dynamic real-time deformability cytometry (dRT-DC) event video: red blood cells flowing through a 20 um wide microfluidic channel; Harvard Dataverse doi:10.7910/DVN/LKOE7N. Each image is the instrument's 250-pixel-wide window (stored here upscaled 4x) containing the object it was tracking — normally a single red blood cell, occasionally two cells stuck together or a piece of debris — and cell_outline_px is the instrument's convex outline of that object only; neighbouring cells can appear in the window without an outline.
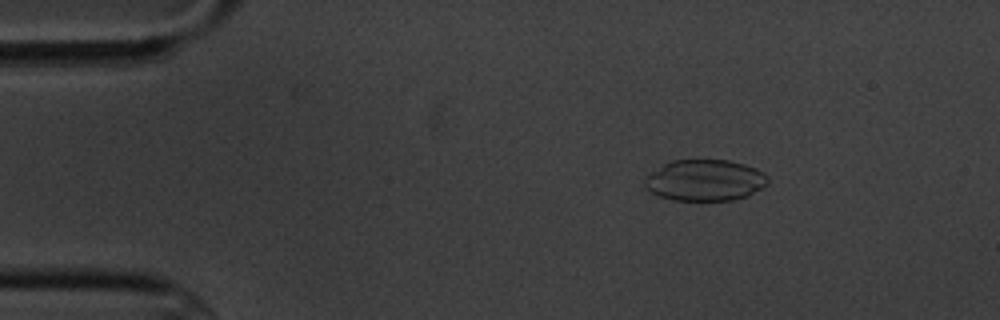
{"species": "common noctule bat (a hibernating species)", "species_latin": "Nyctalus noctula", "temperature_condition": "cold", "stored_images_in_passage": 6, "segment_of_instrument_passage": [1, 2], "camera_frame_rate_fps": 3000, "um_per_image_px": 0.085, "animal": {"sex": "male", "body_mass_g": 20.1, "forearm_length_mm": 53.5}, "frame": {"image": 1, "passage_image": 3, "time_ms": 2.0, "image_size_px": [1000, 320], "cell_outline_px": [[768, 184], [748, 196], [732, 200], [672, 200], [660, 196], [644, 188], [644, 180], [652, 172], [664, 164], [672, 160], [728, 160], [744, 164], [756, 168], [764, 172], [768, 176]], "centroid_in_image_um": [59.95, 15.32], "position_along_channel_um": 25.1, "area_um2": 29.59}}